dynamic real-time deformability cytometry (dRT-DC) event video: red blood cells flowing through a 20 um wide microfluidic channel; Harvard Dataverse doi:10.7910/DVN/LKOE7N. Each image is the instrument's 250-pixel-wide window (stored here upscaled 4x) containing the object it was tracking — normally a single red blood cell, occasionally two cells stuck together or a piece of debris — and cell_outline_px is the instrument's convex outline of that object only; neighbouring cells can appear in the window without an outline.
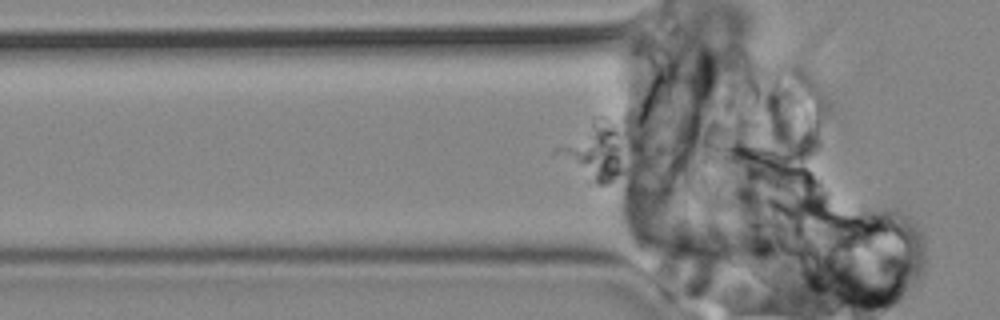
{"species": "common noctule bat (a hibernating species)", "species_latin": "Nyctalus noctula", "temperature_condition": "cold", "stored_images_in_passage": 57, "camera_frame_rate_fps": 3000, "um_per_image_px": 0.085, "animal": {"sex": "male", "body_mass_g": 19.2, "forearm_length_mm": 51.8}, "frame": {"image": 1, "passage_image": 2, "time_ms": 0.333, "image_size_px": [1000, 320], "cell_outline_px": [[720, 268], [700, 268], [648, 260], [628, 248], [616, 236], [628, 224], [652, 224], [692, 236], [712, 244]], "centroid_in_image_um": [56.81, 20.93], "position_along_channel_um": 69.0, "area_um2": 20.87}}
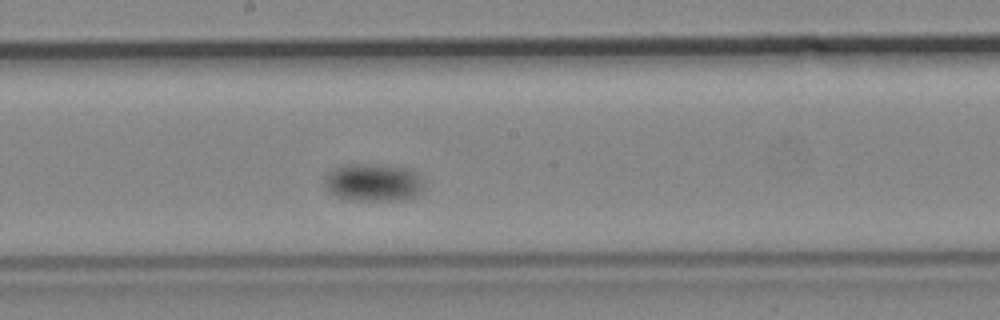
{"frame": {"image": 2, "passage_image": 21, "time_ms": 6.667, "image_size_px": [1000, 320], "cell_outline_px": [[424, 188], [416, 196], [404, 200], [352, 200], [340, 196], [332, 192], [324, 184], [324, 176], [328, 172], [336, 168], [348, 164], [364, 164], [412, 168], [420, 180]], "centroid_in_image_um": [31.75, 15.51], "position_along_channel_um": 216.5, "area_um2": 21.5}}
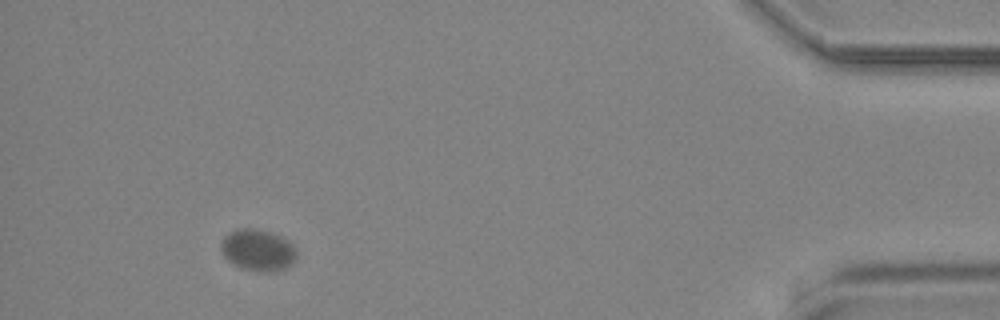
{"frame": {"image": 3, "passage_image": 51, "time_ms": 16.667, "image_size_px": [1000, 320], "cell_outline_px": [[296, 260], [292, 264], [284, 268], [268, 272], [256, 272], [240, 268], [232, 264], [224, 256], [220, 248], [220, 240], [228, 232], [240, 228], [252, 228], [268, 232], [280, 236], [288, 240], [296, 248]], "centroid_in_image_um": [21.89, 21.27], "position_along_channel_um": 413.3, "area_um2": 18.55}}